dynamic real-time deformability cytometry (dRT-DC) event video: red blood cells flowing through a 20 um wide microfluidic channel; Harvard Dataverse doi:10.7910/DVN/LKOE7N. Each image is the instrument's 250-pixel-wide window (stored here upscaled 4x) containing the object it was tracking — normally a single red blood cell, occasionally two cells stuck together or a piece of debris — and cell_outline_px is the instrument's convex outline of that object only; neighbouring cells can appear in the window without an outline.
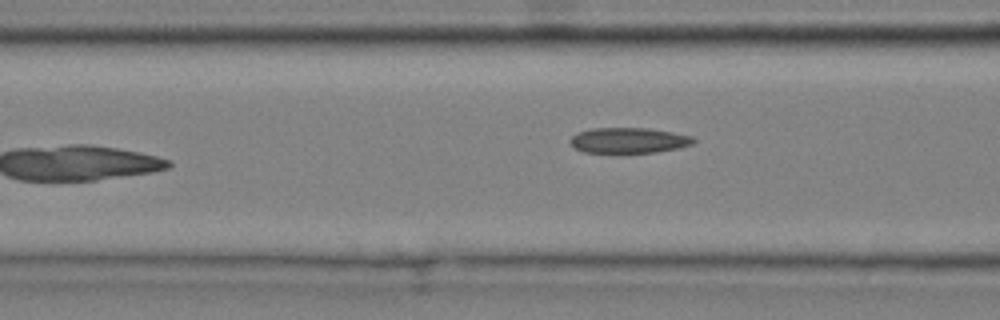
{"species": "common noctule bat (a hibernating species)", "species_latin": "Nyctalus noctula", "temperature_condition": "cold", "stored_images_in_passage": 8, "camera_frame_rate_fps": 3000, "um_per_image_px": 0.085, "animal": {"sex": "male", "body_mass_g": 20.4}, "frame": {"image": 1, "passage_image": 7, "time_ms": 2.0, "image_size_px": [1000, 320], "cell_outline_px": [[696, 140], [692, 144], [680, 148], [656, 152], [620, 156], [584, 152], [576, 148], [568, 140], [576, 132], [592, 128], [648, 128], [672, 132], [692, 136]], "centroid_in_image_um": [53.4, 11.98], "position_along_channel_um": 113.2, "area_um2": 19.31}}
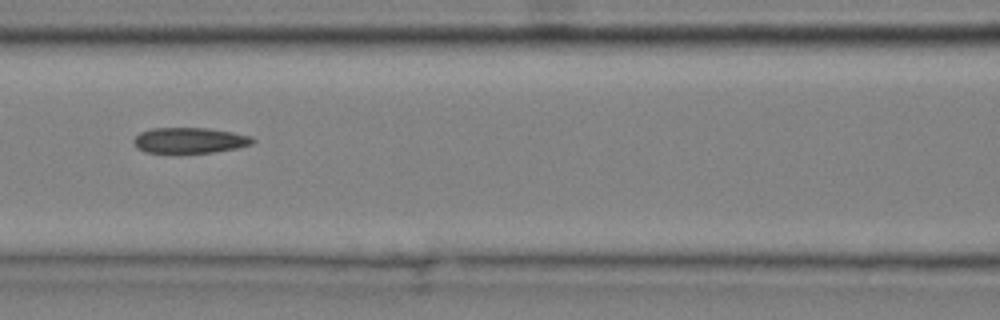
{"frame": {"image": 2, "passage_image": 8, "time_ms": 2.333, "image_size_px": [1000, 320], "cell_outline_px": [[256, 140], [252, 144], [236, 148], [212, 152], [144, 152], [136, 148], [132, 140], [140, 132], [152, 128], [208, 128], [232, 132], [252, 136]], "centroid_in_image_um": [16.11, 11.92], "position_along_channel_um": 150.5, "area_um2": 17.69}}